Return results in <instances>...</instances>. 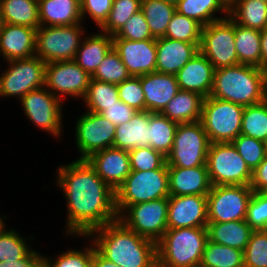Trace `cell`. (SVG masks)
I'll return each instance as SVG.
<instances>
[{
	"label": "cell",
	"mask_w": 267,
	"mask_h": 267,
	"mask_svg": "<svg viewBox=\"0 0 267 267\" xmlns=\"http://www.w3.org/2000/svg\"><path fill=\"white\" fill-rule=\"evenodd\" d=\"M56 186L66 198L65 236L88 235L92 230L118 220L115 191L86 160L60 165Z\"/></svg>",
	"instance_id": "1"
},
{
	"label": "cell",
	"mask_w": 267,
	"mask_h": 267,
	"mask_svg": "<svg viewBox=\"0 0 267 267\" xmlns=\"http://www.w3.org/2000/svg\"><path fill=\"white\" fill-rule=\"evenodd\" d=\"M119 267H157L156 243L128 229L120 220L81 235Z\"/></svg>",
	"instance_id": "2"
},
{
	"label": "cell",
	"mask_w": 267,
	"mask_h": 267,
	"mask_svg": "<svg viewBox=\"0 0 267 267\" xmlns=\"http://www.w3.org/2000/svg\"><path fill=\"white\" fill-rule=\"evenodd\" d=\"M266 76L267 71L244 64L215 69L210 96L244 107L260 103Z\"/></svg>",
	"instance_id": "3"
},
{
	"label": "cell",
	"mask_w": 267,
	"mask_h": 267,
	"mask_svg": "<svg viewBox=\"0 0 267 267\" xmlns=\"http://www.w3.org/2000/svg\"><path fill=\"white\" fill-rule=\"evenodd\" d=\"M207 240L206 227L167 229L156 243L157 267H199Z\"/></svg>",
	"instance_id": "4"
},
{
	"label": "cell",
	"mask_w": 267,
	"mask_h": 267,
	"mask_svg": "<svg viewBox=\"0 0 267 267\" xmlns=\"http://www.w3.org/2000/svg\"><path fill=\"white\" fill-rule=\"evenodd\" d=\"M168 165L149 171H131L115 192L118 216L129 206L169 197Z\"/></svg>",
	"instance_id": "5"
},
{
	"label": "cell",
	"mask_w": 267,
	"mask_h": 267,
	"mask_svg": "<svg viewBox=\"0 0 267 267\" xmlns=\"http://www.w3.org/2000/svg\"><path fill=\"white\" fill-rule=\"evenodd\" d=\"M84 24L40 26L36 30L35 56L45 63L73 60L86 34Z\"/></svg>",
	"instance_id": "6"
},
{
	"label": "cell",
	"mask_w": 267,
	"mask_h": 267,
	"mask_svg": "<svg viewBox=\"0 0 267 267\" xmlns=\"http://www.w3.org/2000/svg\"><path fill=\"white\" fill-rule=\"evenodd\" d=\"M244 106L214 97H206L200 122L210 143L232 142L240 135Z\"/></svg>",
	"instance_id": "7"
},
{
	"label": "cell",
	"mask_w": 267,
	"mask_h": 267,
	"mask_svg": "<svg viewBox=\"0 0 267 267\" xmlns=\"http://www.w3.org/2000/svg\"><path fill=\"white\" fill-rule=\"evenodd\" d=\"M206 165L212 186L251 184L252 171L231 142L210 143Z\"/></svg>",
	"instance_id": "8"
},
{
	"label": "cell",
	"mask_w": 267,
	"mask_h": 267,
	"mask_svg": "<svg viewBox=\"0 0 267 267\" xmlns=\"http://www.w3.org/2000/svg\"><path fill=\"white\" fill-rule=\"evenodd\" d=\"M209 146L208 135L200 121L178 124L166 164L184 168L206 165Z\"/></svg>",
	"instance_id": "9"
},
{
	"label": "cell",
	"mask_w": 267,
	"mask_h": 267,
	"mask_svg": "<svg viewBox=\"0 0 267 267\" xmlns=\"http://www.w3.org/2000/svg\"><path fill=\"white\" fill-rule=\"evenodd\" d=\"M0 75V97L20 100L28 92L44 87L46 63L37 56L7 61Z\"/></svg>",
	"instance_id": "10"
},
{
	"label": "cell",
	"mask_w": 267,
	"mask_h": 267,
	"mask_svg": "<svg viewBox=\"0 0 267 267\" xmlns=\"http://www.w3.org/2000/svg\"><path fill=\"white\" fill-rule=\"evenodd\" d=\"M169 197L129 205L119 216L128 229L157 243L167 227Z\"/></svg>",
	"instance_id": "11"
},
{
	"label": "cell",
	"mask_w": 267,
	"mask_h": 267,
	"mask_svg": "<svg viewBox=\"0 0 267 267\" xmlns=\"http://www.w3.org/2000/svg\"><path fill=\"white\" fill-rule=\"evenodd\" d=\"M199 51L215 69L238 65L234 21L228 16L204 26Z\"/></svg>",
	"instance_id": "12"
},
{
	"label": "cell",
	"mask_w": 267,
	"mask_h": 267,
	"mask_svg": "<svg viewBox=\"0 0 267 267\" xmlns=\"http://www.w3.org/2000/svg\"><path fill=\"white\" fill-rule=\"evenodd\" d=\"M19 102L24 110V115L34 126L36 125L57 139L62 136L64 101L53 95L44 86L28 92Z\"/></svg>",
	"instance_id": "13"
},
{
	"label": "cell",
	"mask_w": 267,
	"mask_h": 267,
	"mask_svg": "<svg viewBox=\"0 0 267 267\" xmlns=\"http://www.w3.org/2000/svg\"><path fill=\"white\" fill-rule=\"evenodd\" d=\"M253 193L250 185L212 186L207 194L208 222L244 220Z\"/></svg>",
	"instance_id": "14"
},
{
	"label": "cell",
	"mask_w": 267,
	"mask_h": 267,
	"mask_svg": "<svg viewBox=\"0 0 267 267\" xmlns=\"http://www.w3.org/2000/svg\"><path fill=\"white\" fill-rule=\"evenodd\" d=\"M91 79L74 60L46 63L44 86L62 101L66 96L84 99Z\"/></svg>",
	"instance_id": "15"
},
{
	"label": "cell",
	"mask_w": 267,
	"mask_h": 267,
	"mask_svg": "<svg viewBox=\"0 0 267 267\" xmlns=\"http://www.w3.org/2000/svg\"><path fill=\"white\" fill-rule=\"evenodd\" d=\"M75 122L74 139L80 157L85 160L91 154L113 147L116 125L102 114L94 112L82 113Z\"/></svg>",
	"instance_id": "16"
},
{
	"label": "cell",
	"mask_w": 267,
	"mask_h": 267,
	"mask_svg": "<svg viewBox=\"0 0 267 267\" xmlns=\"http://www.w3.org/2000/svg\"><path fill=\"white\" fill-rule=\"evenodd\" d=\"M207 195L169 196L168 229L207 227Z\"/></svg>",
	"instance_id": "17"
},
{
	"label": "cell",
	"mask_w": 267,
	"mask_h": 267,
	"mask_svg": "<svg viewBox=\"0 0 267 267\" xmlns=\"http://www.w3.org/2000/svg\"><path fill=\"white\" fill-rule=\"evenodd\" d=\"M113 48L131 76L156 72V39H113Z\"/></svg>",
	"instance_id": "18"
},
{
	"label": "cell",
	"mask_w": 267,
	"mask_h": 267,
	"mask_svg": "<svg viewBox=\"0 0 267 267\" xmlns=\"http://www.w3.org/2000/svg\"><path fill=\"white\" fill-rule=\"evenodd\" d=\"M85 160L115 192L131 172L129 153L120 148L108 147L91 154Z\"/></svg>",
	"instance_id": "19"
},
{
	"label": "cell",
	"mask_w": 267,
	"mask_h": 267,
	"mask_svg": "<svg viewBox=\"0 0 267 267\" xmlns=\"http://www.w3.org/2000/svg\"><path fill=\"white\" fill-rule=\"evenodd\" d=\"M201 43H187L165 37L156 39V72L176 75L199 52Z\"/></svg>",
	"instance_id": "20"
},
{
	"label": "cell",
	"mask_w": 267,
	"mask_h": 267,
	"mask_svg": "<svg viewBox=\"0 0 267 267\" xmlns=\"http://www.w3.org/2000/svg\"><path fill=\"white\" fill-rule=\"evenodd\" d=\"M215 68L199 51L177 74L180 90L199 93L209 97L213 88Z\"/></svg>",
	"instance_id": "21"
},
{
	"label": "cell",
	"mask_w": 267,
	"mask_h": 267,
	"mask_svg": "<svg viewBox=\"0 0 267 267\" xmlns=\"http://www.w3.org/2000/svg\"><path fill=\"white\" fill-rule=\"evenodd\" d=\"M145 96V110L161 113L168 102L180 91L176 75L152 72L140 76Z\"/></svg>",
	"instance_id": "22"
},
{
	"label": "cell",
	"mask_w": 267,
	"mask_h": 267,
	"mask_svg": "<svg viewBox=\"0 0 267 267\" xmlns=\"http://www.w3.org/2000/svg\"><path fill=\"white\" fill-rule=\"evenodd\" d=\"M36 30L32 27L4 23L0 31V51L7 61L35 56Z\"/></svg>",
	"instance_id": "23"
},
{
	"label": "cell",
	"mask_w": 267,
	"mask_h": 267,
	"mask_svg": "<svg viewBox=\"0 0 267 267\" xmlns=\"http://www.w3.org/2000/svg\"><path fill=\"white\" fill-rule=\"evenodd\" d=\"M168 175L170 195H207L212 187L207 165L193 168L168 167Z\"/></svg>",
	"instance_id": "24"
},
{
	"label": "cell",
	"mask_w": 267,
	"mask_h": 267,
	"mask_svg": "<svg viewBox=\"0 0 267 267\" xmlns=\"http://www.w3.org/2000/svg\"><path fill=\"white\" fill-rule=\"evenodd\" d=\"M40 26L83 24L80 0H38Z\"/></svg>",
	"instance_id": "25"
},
{
	"label": "cell",
	"mask_w": 267,
	"mask_h": 267,
	"mask_svg": "<svg viewBox=\"0 0 267 267\" xmlns=\"http://www.w3.org/2000/svg\"><path fill=\"white\" fill-rule=\"evenodd\" d=\"M149 112L137 111L132 118L116 126L113 147L130 151L149 146Z\"/></svg>",
	"instance_id": "26"
},
{
	"label": "cell",
	"mask_w": 267,
	"mask_h": 267,
	"mask_svg": "<svg viewBox=\"0 0 267 267\" xmlns=\"http://www.w3.org/2000/svg\"><path fill=\"white\" fill-rule=\"evenodd\" d=\"M113 48V37L107 33H92L83 37L74 61L91 76Z\"/></svg>",
	"instance_id": "27"
},
{
	"label": "cell",
	"mask_w": 267,
	"mask_h": 267,
	"mask_svg": "<svg viewBox=\"0 0 267 267\" xmlns=\"http://www.w3.org/2000/svg\"><path fill=\"white\" fill-rule=\"evenodd\" d=\"M204 99L199 93L180 90L161 114L178 124L198 122L201 119Z\"/></svg>",
	"instance_id": "28"
},
{
	"label": "cell",
	"mask_w": 267,
	"mask_h": 267,
	"mask_svg": "<svg viewBox=\"0 0 267 267\" xmlns=\"http://www.w3.org/2000/svg\"><path fill=\"white\" fill-rule=\"evenodd\" d=\"M208 240L244 251L254 231L244 220L208 222Z\"/></svg>",
	"instance_id": "29"
},
{
	"label": "cell",
	"mask_w": 267,
	"mask_h": 267,
	"mask_svg": "<svg viewBox=\"0 0 267 267\" xmlns=\"http://www.w3.org/2000/svg\"><path fill=\"white\" fill-rule=\"evenodd\" d=\"M0 10L4 23L38 29V0H0Z\"/></svg>",
	"instance_id": "30"
},
{
	"label": "cell",
	"mask_w": 267,
	"mask_h": 267,
	"mask_svg": "<svg viewBox=\"0 0 267 267\" xmlns=\"http://www.w3.org/2000/svg\"><path fill=\"white\" fill-rule=\"evenodd\" d=\"M234 33L239 64L261 68V31L234 22Z\"/></svg>",
	"instance_id": "31"
},
{
	"label": "cell",
	"mask_w": 267,
	"mask_h": 267,
	"mask_svg": "<svg viewBox=\"0 0 267 267\" xmlns=\"http://www.w3.org/2000/svg\"><path fill=\"white\" fill-rule=\"evenodd\" d=\"M175 6L178 13L194 19L203 27L229 16V11L219 0H179ZM218 12L225 16L217 17Z\"/></svg>",
	"instance_id": "32"
},
{
	"label": "cell",
	"mask_w": 267,
	"mask_h": 267,
	"mask_svg": "<svg viewBox=\"0 0 267 267\" xmlns=\"http://www.w3.org/2000/svg\"><path fill=\"white\" fill-rule=\"evenodd\" d=\"M229 17L237 24L252 29L267 28V3L260 0H236Z\"/></svg>",
	"instance_id": "33"
},
{
	"label": "cell",
	"mask_w": 267,
	"mask_h": 267,
	"mask_svg": "<svg viewBox=\"0 0 267 267\" xmlns=\"http://www.w3.org/2000/svg\"><path fill=\"white\" fill-rule=\"evenodd\" d=\"M177 126L161 113L149 112V146L166 157L173 147Z\"/></svg>",
	"instance_id": "34"
},
{
	"label": "cell",
	"mask_w": 267,
	"mask_h": 267,
	"mask_svg": "<svg viewBox=\"0 0 267 267\" xmlns=\"http://www.w3.org/2000/svg\"><path fill=\"white\" fill-rule=\"evenodd\" d=\"M141 10L153 38L164 37L169 22L176 11V6L164 0H142Z\"/></svg>",
	"instance_id": "35"
},
{
	"label": "cell",
	"mask_w": 267,
	"mask_h": 267,
	"mask_svg": "<svg viewBox=\"0 0 267 267\" xmlns=\"http://www.w3.org/2000/svg\"><path fill=\"white\" fill-rule=\"evenodd\" d=\"M199 267H244L243 251L207 240Z\"/></svg>",
	"instance_id": "36"
},
{
	"label": "cell",
	"mask_w": 267,
	"mask_h": 267,
	"mask_svg": "<svg viewBox=\"0 0 267 267\" xmlns=\"http://www.w3.org/2000/svg\"><path fill=\"white\" fill-rule=\"evenodd\" d=\"M82 101L87 111L101 114L107 107L120 101L117 85L91 79Z\"/></svg>",
	"instance_id": "37"
},
{
	"label": "cell",
	"mask_w": 267,
	"mask_h": 267,
	"mask_svg": "<svg viewBox=\"0 0 267 267\" xmlns=\"http://www.w3.org/2000/svg\"><path fill=\"white\" fill-rule=\"evenodd\" d=\"M5 223L4 220L0 225V262L20 260L33 248L17 230L7 229Z\"/></svg>",
	"instance_id": "38"
},
{
	"label": "cell",
	"mask_w": 267,
	"mask_h": 267,
	"mask_svg": "<svg viewBox=\"0 0 267 267\" xmlns=\"http://www.w3.org/2000/svg\"><path fill=\"white\" fill-rule=\"evenodd\" d=\"M240 134L265 141L267 136V106L263 102L244 107Z\"/></svg>",
	"instance_id": "39"
},
{
	"label": "cell",
	"mask_w": 267,
	"mask_h": 267,
	"mask_svg": "<svg viewBox=\"0 0 267 267\" xmlns=\"http://www.w3.org/2000/svg\"><path fill=\"white\" fill-rule=\"evenodd\" d=\"M202 28L194 19L175 11L164 37L187 43H201Z\"/></svg>",
	"instance_id": "40"
},
{
	"label": "cell",
	"mask_w": 267,
	"mask_h": 267,
	"mask_svg": "<svg viewBox=\"0 0 267 267\" xmlns=\"http://www.w3.org/2000/svg\"><path fill=\"white\" fill-rule=\"evenodd\" d=\"M142 0H114L105 24L98 30L114 36L139 10Z\"/></svg>",
	"instance_id": "41"
},
{
	"label": "cell",
	"mask_w": 267,
	"mask_h": 267,
	"mask_svg": "<svg viewBox=\"0 0 267 267\" xmlns=\"http://www.w3.org/2000/svg\"><path fill=\"white\" fill-rule=\"evenodd\" d=\"M130 76L120 56L112 48L92 75V79L118 85Z\"/></svg>",
	"instance_id": "42"
},
{
	"label": "cell",
	"mask_w": 267,
	"mask_h": 267,
	"mask_svg": "<svg viewBox=\"0 0 267 267\" xmlns=\"http://www.w3.org/2000/svg\"><path fill=\"white\" fill-rule=\"evenodd\" d=\"M83 250L69 249L58 254L54 259L44 255L46 267H92L94 243L84 246Z\"/></svg>",
	"instance_id": "43"
},
{
	"label": "cell",
	"mask_w": 267,
	"mask_h": 267,
	"mask_svg": "<svg viewBox=\"0 0 267 267\" xmlns=\"http://www.w3.org/2000/svg\"><path fill=\"white\" fill-rule=\"evenodd\" d=\"M231 143L245 160L246 165L251 171L267 156L266 144L261 140L240 134Z\"/></svg>",
	"instance_id": "44"
},
{
	"label": "cell",
	"mask_w": 267,
	"mask_h": 267,
	"mask_svg": "<svg viewBox=\"0 0 267 267\" xmlns=\"http://www.w3.org/2000/svg\"><path fill=\"white\" fill-rule=\"evenodd\" d=\"M244 267H267V230H254L243 251Z\"/></svg>",
	"instance_id": "45"
},
{
	"label": "cell",
	"mask_w": 267,
	"mask_h": 267,
	"mask_svg": "<svg viewBox=\"0 0 267 267\" xmlns=\"http://www.w3.org/2000/svg\"><path fill=\"white\" fill-rule=\"evenodd\" d=\"M131 171H149L166 165V157L151 148H135L128 151Z\"/></svg>",
	"instance_id": "46"
},
{
	"label": "cell",
	"mask_w": 267,
	"mask_h": 267,
	"mask_svg": "<svg viewBox=\"0 0 267 267\" xmlns=\"http://www.w3.org/2000/svg\"><path fill=\"white\" fill-rule=\"evenodd\" d=\"M119 100L134 108L145 111V96L140 82V76H130L117 85Z\"/></svg>",
	"instance_id": "47"
},
{
	"label": "cell",
	"mask_w": 267,
	"mask_h": 267,
	"mask_svg": "<svg viewBox=\"0 0 267 267\" xmlns=\"http://www.w3.org/2000/svg\"><path fill=\"white\" fill-rule=\"evenodd\" d=\"M113 39L140 41L153 38L142 10L136 12L125 25L114 35Z\"/></svg>",
	"instance_id": "48"
},
{
	"label": "cell",
	"mask_w": 267,
	"mask_h": 267,
	"mask_svg": "<svg viewBox=\"0 0 267 267\" xmlns=\"http://www.w3.org/2000/svg\"><path fill=\"white\" fill-rule=\"evenodd\" d=\"M245 221L253 230H267V196L263 192L253 193Z\"/></svg>",
	"instance_id": "49"
},
{
	"label": "cell",
	"mask_w": 267,
	"mask_h": 267,
	"mask_svg": "<svg viewBox=\"0 0 267 267\" xmlns=\"http://www.w3.org/2000/svg\"><path fill=\"white\" fill-rule=\"evenodd\" d=\"M114 0H80L82 21L88 16L100 29L108 19ZM90 16V17H89Z\"/></svg>",
	"instance_id": "50"
},
{
	"label": "cell",
	"mask_w": 267,
	"mask_h": 267,
	"mask_svg": "<svg viewBox=\"0 0 267 267\" xmlns=\"http://www.w3.org/2000/svg\"><path fill=\"white\" fill-rule=\"evenodd\" d=\"M137 111L122 101L107 107L101 114L116 126L128 122Z\"/></svg>",
	"instance_id": "51"
},
{
	"label": "cell",
	"mask_w": 267,
	"mask_h": 267,
	"mask_svg": "<svg viewBox=\"0 0 267 267\" xmlns=\"http://www.w3.org/2000/svg\"><path fill=\"white\" fill-rule=\"evenodd\" d=\"M44 254L34 248L22 259L16 261H1L0 267H43Z\"/></svg>",
	"instance_id": "52"
},
{
	"label": "cell",
	"mask_w": 267,
	"mask_h": 267,
	"mask_svg": "<svg viewBox=\"0 0 267 267\" xmlns=\"http://www.w3.org/2000/svg\"><path fill=\"white\" fill-rule=\"evenodd\" d=\"M250 187L254 192H263L267 189V156L252 171V181Z\"/></svg>",
	"instance_id": "53"
},
{
	"label": "cell",
	"mask_w": 267,
	"mask_h": 267,
	"mask_svg": "<svg viewBox=\"0 0 267 267\" xmlns=\"http://www.w3.org/2000/svg\"><path fill=\"white\" fill-rule=\"evenodd\" d=\"M92 267H119L114 262H111L104 258L95 248L92 259Z\"/></svg>",
	"instance_id": "54"
},
{
	"label": "cell",
	"mask_w": 267,
	"mask_h": 267,
	"mask_svg": "<svg viewBox=\"0 0 267 267\" xmlns=\"http://www.w3.org/2000/svg\"><path fill=\"white\" fill-rule=\"evenodd\" d=\"M261 69L267 71V28L261 31Z\"/></svg>",
	"instance_id": "55"
},
{
	"label": "cell",
	"mask_w": 267,
	"mask_h": 267,
	"mask_svg": "<svg viewBox=\"0 0 267 267\" xmlns=\"http://www.w3.org/2000/svg\"><path fill=\"white\" fill-rule=\"evenodd\" d=\"M221 4L229 11L235 4L236 0H219Z\"/></svg>",
	"instance_id": "56"
},
{
	"label": "cell",
	"mask_w": 267,
	"mask_h": 267,
	"mask_svg": "<svg viewBox=\"0 0 267 267\" xmlns=\"http://www.w3.org/2000/svg\"><path fill=\"white\" fill-rule=\"evenodd\" d=\"M266 106H267V76L264 81L263 85V101H262Z\"/></svg>",
	"instance_id": "57"
},
{
	"label": "cell",
	"mask_w": 267,
	"mask_h": 267,
	"mask_svg": "<svg viewBox=\"0 0 267 267\" xmlns=\"http://www.w3.org/2000/svg\"><path fill=\"white\" fill-rule=\"evenodd\" d=\"M4 26V20H3V16L1 14V10H0V31L3 29Z\"/></svg>",
	"instance_id": "58"
},
{
	"label": "cell",
	"mask_w": 267,
	"mask_h": 267,
	"mask_svg": "<svg viewBox=\"0 0 267 267\" xmlns=\"http://www.w3.org/2000/svg\"><path fill=\"white\" fill-rule=\"evenodd\" d=\"M164 1L176 5L179 0H164Z\"/></svg>",
	"instance_id": "59"
},
{
	"label": "cell",
	"mask_w": 267,
	"mask_h": 267,
	"mask_svg": "<svg viewBox=\"0 0 267 267\" xmlns=\"http://www.w3.org/2000/svg\"><path fill=\"white\" fill-rule=\"evenodd\" d=\"M7 215H3V217H1V215H0V225L2 224V222L4 221V219H8L9 217H6Z\"/></svg>",
	"instance_id": "60"
},
{
	"label": "cell",
	"mask_w": 267,
	"mask_h": 267,
	"mask_svg": "<svg viewBox=\"0 0 267 267\" xmlns=\"http://www.w3.org/2000/svg\"><path fill=\"white\" fill-rule=\"evenodd\" d=\"M2 56V57H1ZM0 57L1 58H3L4 59V61H6L7 62V60L5 59V57H4V55H3V53L0 51Z\"/></svg>",
	"instance_id": "61"
},
{
	"label": "cell",
	"mask_w": 267,
	"mask_h": 267,
	"mask_svg": "<svg viewBox=\"0 0 267 267\" xmlns=\"http://www.w3.org/2000/svg\"><path fill=\"white\" fill-rule=\"evenodd\" d=\"M263 193L267 196V189L263 191Z\"/></svg>",
	"instance_id": "62"
},
{
	"label": "cell",
	"mask_w": 267,
	"mask_h": 267,
	"mask_svg": "<svg viewBox=\"0 0 267 267\" xmlns=\"http://www.w3.org/2000/svg\"><path fill=\"white\" fill-rule=\"evenodd\" d=\"M264 143L267 145V136H266V138H265V141H264Z\"/></svg>",
	"instance_id": "63"
}]
</instances>
